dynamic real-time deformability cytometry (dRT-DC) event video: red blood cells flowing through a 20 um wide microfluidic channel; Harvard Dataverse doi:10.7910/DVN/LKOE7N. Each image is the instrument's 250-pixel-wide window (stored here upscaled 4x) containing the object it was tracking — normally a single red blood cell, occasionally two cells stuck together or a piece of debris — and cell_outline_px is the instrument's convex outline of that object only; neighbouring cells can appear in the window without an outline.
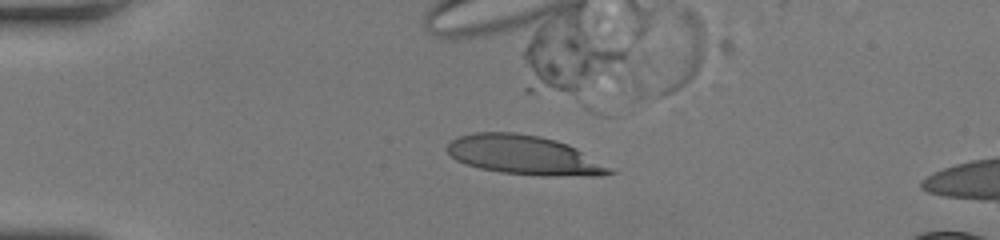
{"species": "human", "species_latin": "Homo sapiens", "temperature_condition": "room temperature", "stored_images_in_passage": 41, "camera_frame_rate_fps": 3000, "um_per_image_px": 0.085, "donor": {"sex": "female"}, "frame": {"image": 1, "passage_image": 1, "time_ms": 0.0, "image_size_px": [1000, 240], "cell_outline_px": [[616, 172], [600, 176], [540, 176], [500, 172], [480, 168], [464, 164], [456, 160], [448, 152], [448, 144], [452, 140], [460, 136], [476, 132], [516, 132], [540, 136], [556, 140], [568, 144], [576, 148], [612, 168]], "centroid_in_image_um": [44.58, 13.19], "position_along_channel_um": 40.4, "area_um2": 37.17}}
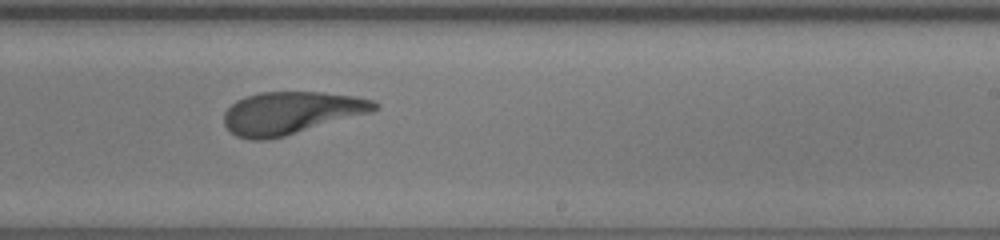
{"frame": {"image": 2, "passage_image": 24, "time_ms": 7.667, "image_size_px": [1000, 240], "cell_outline_px": [[380, 108], [372, 112], [284, 136], [264, 140], [252, 140], [236, 136], [224, 124], [224, 112], [236, 100], [244, 96], [260, 92], [320, 92], [356, 96], [372, 100], [380, 104]], "centroid_in_image_um": [24.74, 9.58], "position_along_channel_um": 264.3, "area_um2": 37.22}}
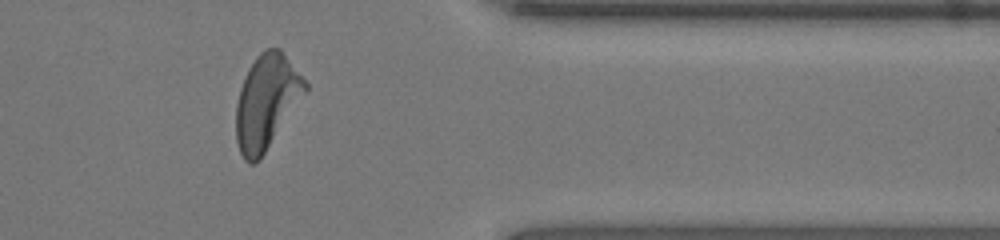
{"frame": {"image": 3, "passage_image": 35, "time_ms": 11.333, "image_size_px": [1000, 240], "cell_outline_px": [[308, 88], [260, 160], [256, 164], [248, 164], [244, 160], [240, 152], [236, 140], [236, 104], [240, 88], [244, 76], [248, 68], [256, 56], [264, 48], [280, 48], [308, 84]], "centroid_in_image_um": [22.62, 8.66], "position_along_channel_um": 388.8, "area_um2": 37.86}}